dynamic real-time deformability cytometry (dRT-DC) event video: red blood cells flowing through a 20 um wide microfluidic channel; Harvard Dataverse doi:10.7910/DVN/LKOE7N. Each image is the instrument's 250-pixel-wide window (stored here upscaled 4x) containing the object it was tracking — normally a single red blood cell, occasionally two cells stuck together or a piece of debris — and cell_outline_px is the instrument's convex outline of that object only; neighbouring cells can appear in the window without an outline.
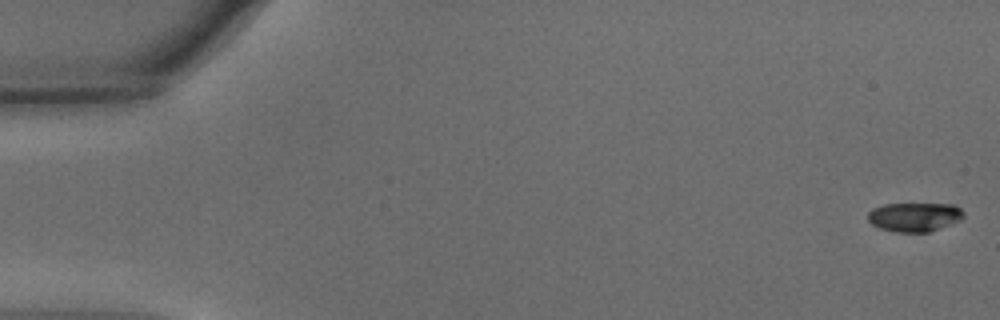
{"species": "common noctule bat (a hibernating species)", "species_latin": "Nyctalus noctula", "temperature_condition": "warm", "stored_images_in_passage": 12, "camera_frame_rate_fps": 3000, "um_per_image_px": 0.085, "animal": {"sex": "male", "body_mass_g": 15.6}, "frame": {"image": 1, "passage_image": 1, "time_ms": 0.0, "image_size_px": [1000, 320], "cell_outline_px": [[964, 216], [960, 220], [928, 232], [896, 232], [880, 228], [872, 224], [868, 220], [868, 212], [872, 208], [884, 204], [952, 204], [960, 208], [964, 212]], "centroid_in_image_um": [77.71, 18.43], "position_along_channel_um": 7.3, "area_um2": 16.13}}